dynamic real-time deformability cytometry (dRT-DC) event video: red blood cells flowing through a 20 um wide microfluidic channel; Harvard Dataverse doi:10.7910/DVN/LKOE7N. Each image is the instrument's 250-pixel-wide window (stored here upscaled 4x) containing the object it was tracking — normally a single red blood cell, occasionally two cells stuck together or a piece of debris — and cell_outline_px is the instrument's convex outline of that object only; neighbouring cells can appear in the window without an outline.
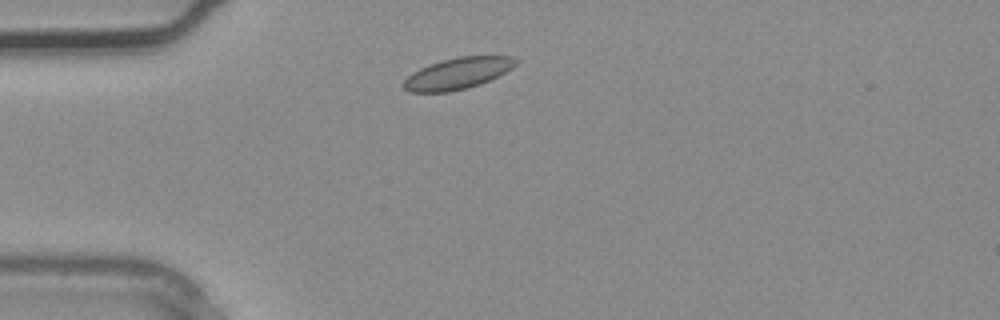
{"species": "common noctule bat (a hibernating species)", "species_latin": "Nyctalus noctula", "temperature_condition": "warm", "stored_images_in_passage": 1, "camera_frame_rate_fps": 3000, "um_per_image_px": 0.085, "animal": {"sex": "male", "body_mass_g": 20.4}, "frame": {"image": 1, "passage_image": 1, "time_ms": 0.0, "image_size_px": [1000, 320], "cell_outline_px": [[520, 60], [512, 68], [480, 84], [468, 88], [448, 92], [408, 92], [404, 88], [404, 80], [412, 72], [420, 68], [440, 60], [460, 56], [512, 56]], "centroid_in_image_um": [38.9, 6.23], "position_along_channel_um": 46.1, "area_um2": 20.46}}